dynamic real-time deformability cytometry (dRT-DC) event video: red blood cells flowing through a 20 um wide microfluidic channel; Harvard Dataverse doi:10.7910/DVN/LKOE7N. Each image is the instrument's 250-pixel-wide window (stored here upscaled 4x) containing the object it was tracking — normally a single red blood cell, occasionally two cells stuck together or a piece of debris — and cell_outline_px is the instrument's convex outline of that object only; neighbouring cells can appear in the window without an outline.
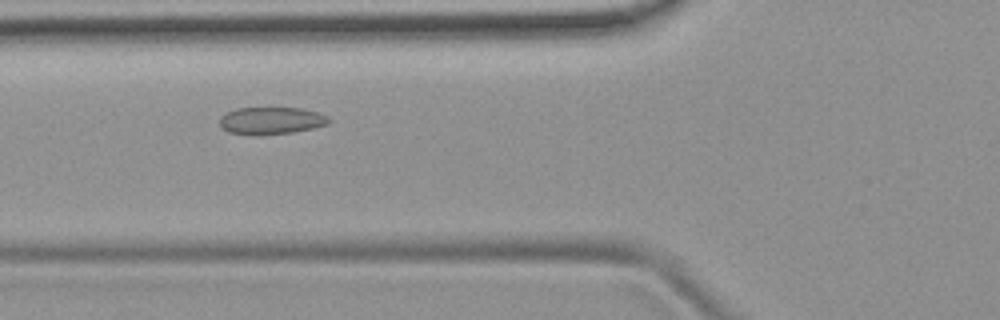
{"species": "common noctule bat (a hibernating species)", "species_latin": "Nyctalus noctula", "temperature_condition": "room temperature", "stored_images_in_passage": 44, "camera_frame_rate_fps": 3000, "um_per_image_px": 0.085, "animal": {"sex": "female", "body_mass_g": 19.9}, "frame": {"image": 1, "passage_image": 13, "time_ms": 4.0, "image_size_px": [1000, 320], "cell_outline_px": [[332, 120], [328, 124], [312, 128], [292, 132], [256, 136], [228, 132], [220, 128], [220, 116], [236, 108], [300, 108], [316, 112], [328, 116]], "centroid_in_image_um": [23.02, 10.26], "position_along_channel_um": 102.8, "area_um2": 17.46}}
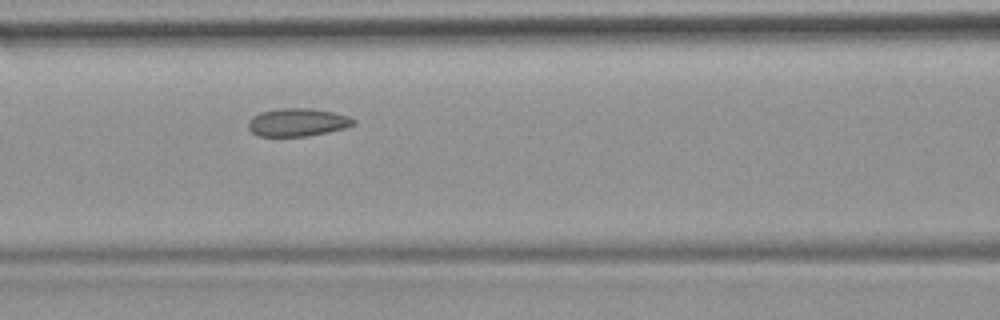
{"frame": {"image": 2, "passage_image": 16, "time_ms": 5.0, "image_size_px": [1000, 320], "cell_outline_px": [[356, 124], [344, 128], [328, 132], [308, 136], [256, 136], [248, 128], [248, 120], [252, 116], [260, 112], [280, 108], [312, 108], [332, 112], [348, 116], [356, 120]], "centroid_in_image_um": [25.27, 10.39], "position_along_channel_um": 141.3, "area_um2": 17.28}}
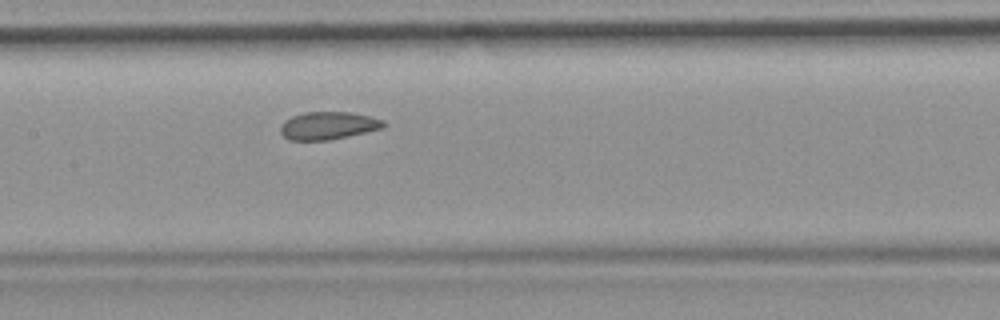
{"frame": {"image": 3, "passage_image": 19, "time_ms": 6.0, "image_size_px": [1000, 320], "cell_outline_px": [[388, 124], [384, 128], [348, 136], [328, 140], [288, 140], [280, 132], [280, 124], [284, 120], [292, 116], [304, 112], [348, 112], [372, 116], [384, 120]], "centroid_in_image_um": [27.91, 10.67], "position_along_channel_um": 179.5, "area_um2": 16.88}}